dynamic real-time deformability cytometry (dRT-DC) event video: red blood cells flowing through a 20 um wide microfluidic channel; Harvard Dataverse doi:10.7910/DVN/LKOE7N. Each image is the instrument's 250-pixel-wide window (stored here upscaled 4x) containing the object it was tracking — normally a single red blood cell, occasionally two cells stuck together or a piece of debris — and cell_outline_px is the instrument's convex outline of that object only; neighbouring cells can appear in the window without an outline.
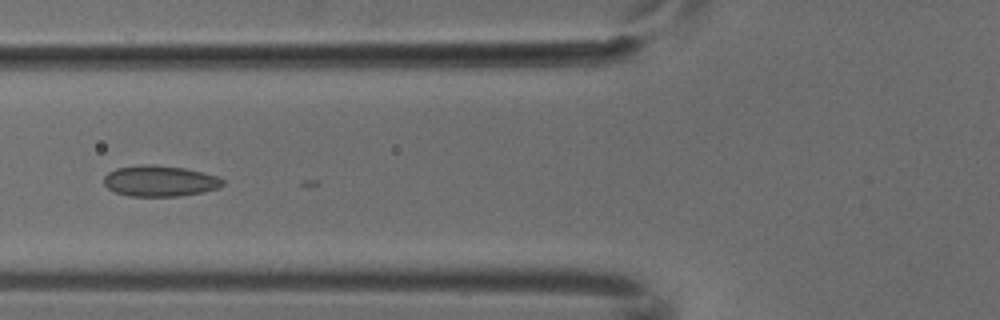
{"species": "common noctule bat (a hibernating species)", "species_latin": "Nyctalus noctula", "temperature_condition": "cold", "stored_images_in_passage": 3, "camera_frame_rate_fps": 3000, "um_per_image_px": 0.085, "animal": {"sex": "male", "body_mass_g": 18.8}, "frame": {"image": 1, "passage_image": 2, "time_ms": 0.333, "image_size_px": [1000, 320], "cell_outline_px": [[224, 184], [216, 188], [204, 192], [180, 196], [128, 196], [116, 192], [108, 188], [104, 184], [104, 176], [108, 172], [116, 168], [144, 164], [148, 164], [184, 168], [216, 176], [224, 180]], "centroid_in_image_um": [13.56, 15.39], "position_along_channel_um": 112.2, "area_um2": 21.27}}